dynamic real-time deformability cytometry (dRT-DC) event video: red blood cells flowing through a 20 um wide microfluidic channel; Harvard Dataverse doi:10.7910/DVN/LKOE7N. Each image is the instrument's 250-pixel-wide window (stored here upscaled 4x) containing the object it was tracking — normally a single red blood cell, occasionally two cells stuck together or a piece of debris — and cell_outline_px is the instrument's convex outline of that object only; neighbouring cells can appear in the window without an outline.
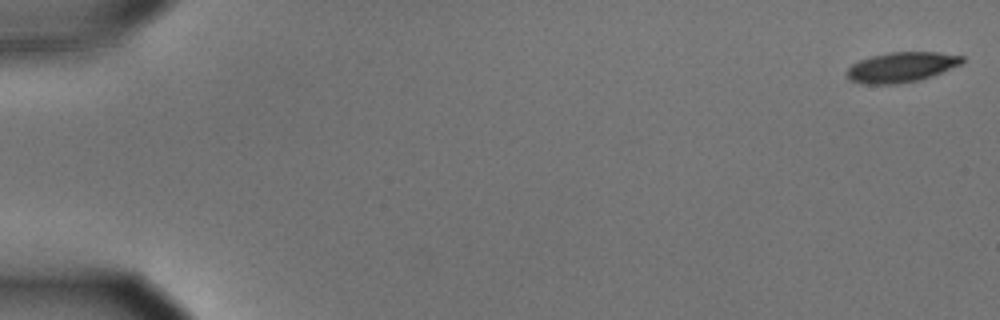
{"species": "common noctule bat (a hibernating species)", "species_latin": "Nyctalus noctula", "temperature_condition": "cold", "stored_images_in_passage": 56, "camera_frame_rate_fps": 3000, "um_per_image_px": 0.085, "animal": {"sex": "male", "body_mass_g": 15.6}, "frame": {"image": 1, "passage_image": 1, "time_ms": 0.0, "image_size_px": [1000, 320], "cell_outline_px": [[964, 60], [960, 64], [932, 76], [920, 80], [896, 84], [868, 84], [848, 80], [848, 68], [852, 64], [860, 60], [872, 56], [892, 52], [940, 52], [964, 56]], "centroid_in_image_um": [76.63, 5.71], "position_along_channel_um": 8.4, "area_um2": 20.06}}
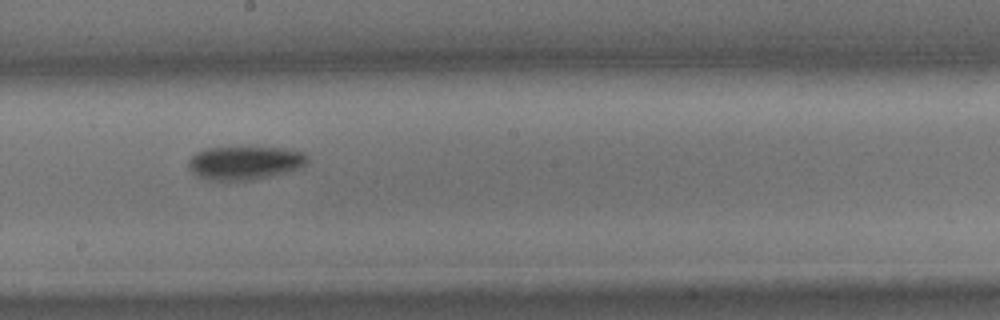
{"frame": {"image": 2, "passage_image": 32, "time_ms": 10.333, "image_size_px": [1000, 320], "cell_outline_px": [[308, 160], [304, 164], [288, 172], [252, 180], [204, 180], [196, 176], [188, 168], [188, 160], [196, 152], [204, 148], [280, 148], [300, 152], [308, 156]], "centroid_in_image_um": [20.73, 13.86], "position_along_channel_um": 227.5, "area_um2": 23.0}}
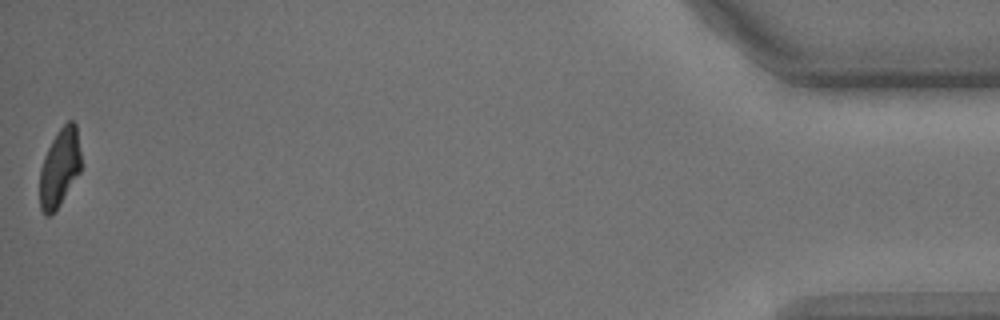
{"frame": {"image": 3, "passage_image": 56, "time_ms": 18.333, "image_size_px": [1000, 320], "cell_outline_px": [[80, 172], [60, 204], [48, 216], [44, 216], [40, 208], [40, 168], [44, 156], [56, 132], [68, 120], [72, 120], [76, 124], [80, 152]], "centroid_in_image_um": [5.06, 14.24], "position_along_channel_um": 430.1, "area_um2": 18.67}, "authors_computed_cell_mechanics": {"area_um2": 21.7906, "velocity_mm_per_s": 3.617, "shape_relaxation_time_tau1_ms": 2.7918, "shape_relaxation_time_tau2_ms": null, "deformation_change_tau1": 0.1126, "deformation_change_tau2": null}}